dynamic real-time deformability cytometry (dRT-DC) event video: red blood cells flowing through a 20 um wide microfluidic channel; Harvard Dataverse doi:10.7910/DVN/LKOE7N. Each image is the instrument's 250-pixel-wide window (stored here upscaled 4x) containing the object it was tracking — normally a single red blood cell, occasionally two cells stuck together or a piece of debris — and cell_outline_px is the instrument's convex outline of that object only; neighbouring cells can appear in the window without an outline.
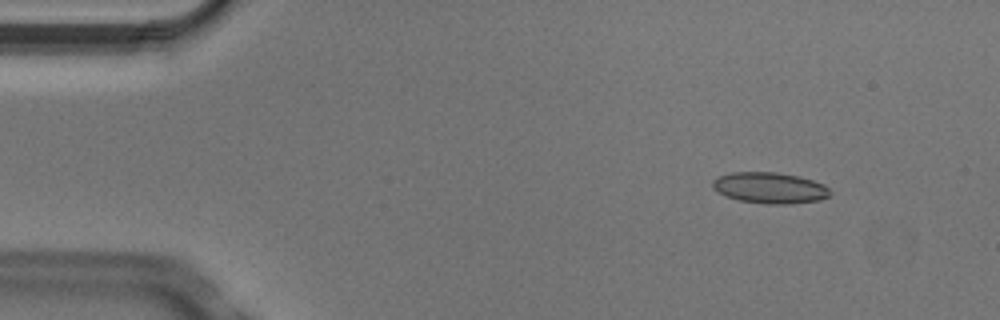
{"species": "Egyptian fruit bat (a non-hibernating species)", "species_latin": "Rousettus aegyptiacus", "temperature_condition": "cold", "stored_images_in_passage": 6, "camera_frame_rate_fps": 3000, "um_per_image_px": 0.085, "animal": {"sex": "male"}, "frame": {"image": 1, "passage_image": 1, "time_ms": 0.0, "image_size_px": [1000, 320], "cell_outline_px": [[832, 192], [828, 196], [820, 200], [788, 204], [768, 204], [740, 200], [728, 196], [712, 188], [712, 180], [716, 176], [732, 172], [776, 172], [800, 176], [824, 184]], "centroid_in_image_um": [65.44, 15.95], "position_along_channel_um": 19.6, "area_um2": 21.27}}